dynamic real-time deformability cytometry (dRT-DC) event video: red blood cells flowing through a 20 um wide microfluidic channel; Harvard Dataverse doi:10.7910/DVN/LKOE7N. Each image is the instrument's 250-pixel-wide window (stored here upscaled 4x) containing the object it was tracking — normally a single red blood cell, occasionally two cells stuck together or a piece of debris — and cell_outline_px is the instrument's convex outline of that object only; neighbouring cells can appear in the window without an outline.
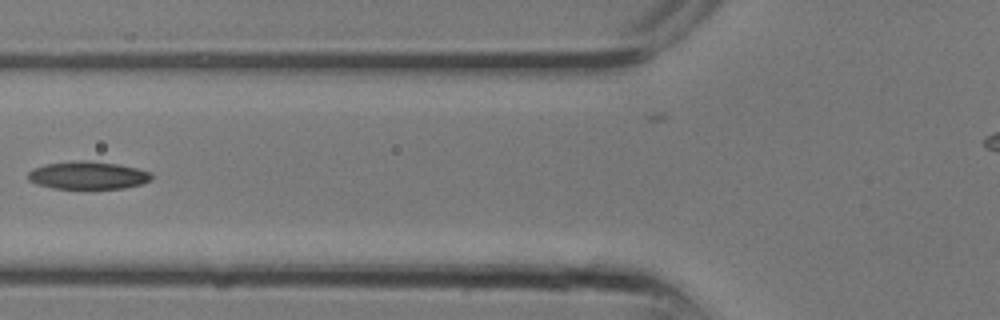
{"species": "common noctule bat (a hibernating species)", "species_latin": "Nyctalus noctula", "temperature_condition": "room temperature", "stored_images_in_passage": 12, "camera_frame_rate_fps": 3000, "um_per_image_px": 0.085, "animal": {"sex": "male", "body_mass_g": 13.3}, "frame": {"image": 1, "passage_image": 7, "time_ms": 2.0, "image_size_px": [1000, 320], "cell_outline_px": [[152, 180], [140, 184], [124, 188], [52, 188], [36, 184], [28, 180], [28, 172], [32, 168], [44, 164], [76, 160], [88, 160], [120, 164], [152, 172]], "centroid_in_image_um": [7.46, 14.88], "position_along_channel_um": 118.3, "area_um2": 20.17}}
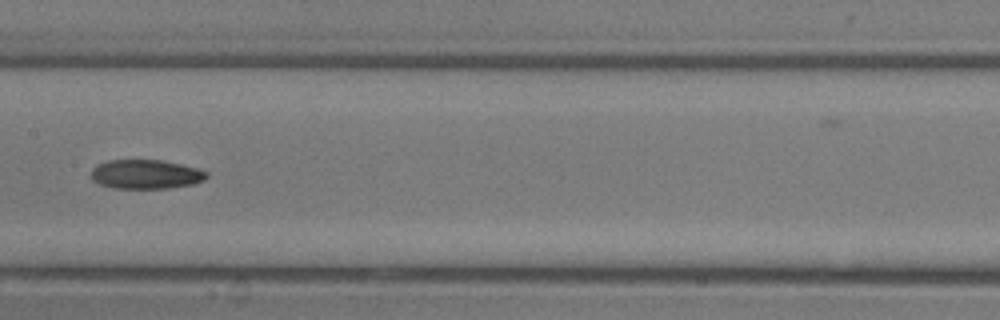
{"frame": {"image": 2, "passage_image": 10, "time_ms": 3.0, "image_size_px": [1000, 320], "cell_outline_px": [[208, 176], [204, 180], [192, 184], [168, 188], [112, 188], [100, 184], [92, 180], [92, 168], [96, 164], [108, 160], [160, 160], [180, 164], [196, 168], [208, 172]], "centroid_in_image_um": [12.37, 14.81], "position_along_channel_um": 195.0, "area_um2": 19.59}}